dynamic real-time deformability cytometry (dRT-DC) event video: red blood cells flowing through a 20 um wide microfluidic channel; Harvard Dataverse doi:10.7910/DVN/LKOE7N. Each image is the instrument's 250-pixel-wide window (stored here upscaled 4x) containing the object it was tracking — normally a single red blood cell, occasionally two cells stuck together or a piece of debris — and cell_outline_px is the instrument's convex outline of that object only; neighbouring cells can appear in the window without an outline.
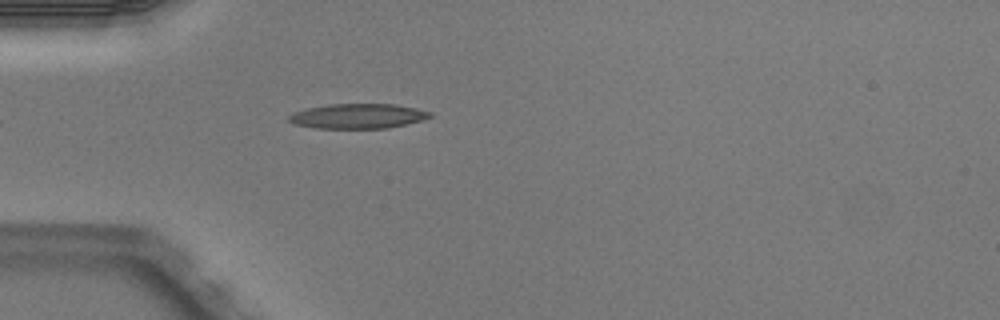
{"species": "Egyptian fruit bat (a non-hibernating species)", "species_latin": "Rousettus aegyptiacus", "temperature_condition": "warm", "stored_images_in_passage": 1, "camera_frame_rate_fps": 3000, "um_per_image_px": 0.085, "animal": {"sex": "male"}, "frame": {"image": 1, "passage_image": 1, "time_ms": 0.0, "image_size_px": [1000, 320], "cell_outline_px": [[432, 116], [420, 120], [388, 128], [316, 128], [292, 124], [288, 120], [288, 116], [292, 112], [308, 108], [328, 104], [396, 104], [416, 108], [432, 112]], "centroid_in_image_um": [30.38, 9.86], "position_along_channel_um": 54.6, "area_um2": 20.4}}